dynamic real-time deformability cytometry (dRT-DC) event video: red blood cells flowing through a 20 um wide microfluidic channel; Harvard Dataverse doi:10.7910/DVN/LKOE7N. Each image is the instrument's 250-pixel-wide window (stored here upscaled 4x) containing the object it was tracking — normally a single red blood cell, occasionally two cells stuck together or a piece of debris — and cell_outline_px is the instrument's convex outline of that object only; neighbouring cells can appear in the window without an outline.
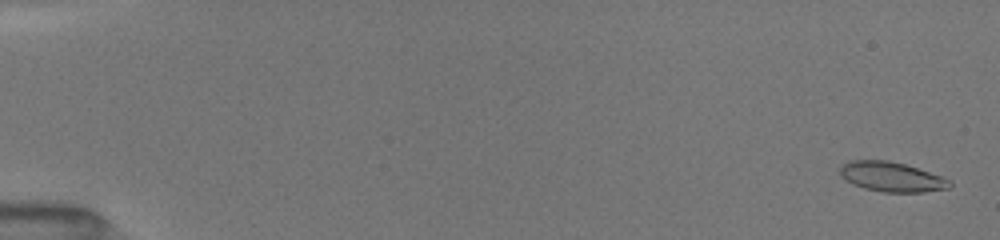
{"species": "common noctule bat (a hibernating species)", "species_latin": "Nyctalus noctula", "temperature_condition": "room temperature", "stored_images_in_passage": 24, "camera_frame_rate_fps": 3000, "um_per_image_px": 0.085, "animal": {"sex": "female", "body_mass_g": 19.5, "forearm_length_mm": 54.1}, "frame": {"image": 1, "passage_image": 2, "time_ms": 0.333, "image_size_px": [1000, 240], "cell_outline_px": [[952, 184], [948, 188], [924, 192], [884, 192], [864, 188], [852, 184], [840, 176], [840, 168], [848, 160], [888, 160], [904, 164], [952, 180]], "centroid_in_image_um": [75.76, 15.03], "position_along_channel_um": 9.2, "area_um2": 18.9}}
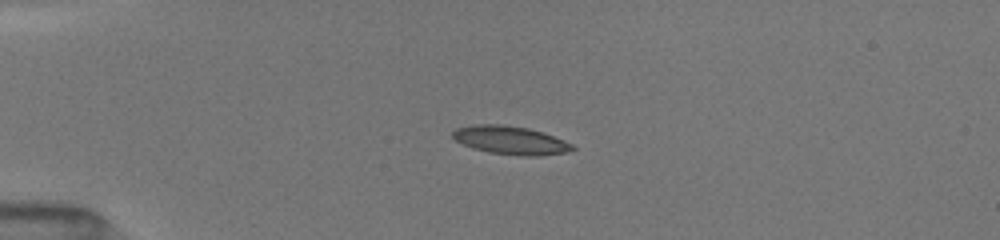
{"frame": {"image": 2, "passage_image": 20, "time_ms": 4.333, "image_size_px": [1000, 240], "cell_outline_px": [[576, 148], [568, 152], [540, 156], [520, 156], [488, 152], [472, 148], [456, 140], [452, 136], [452, 132], [456, 128], [472, 124], [504, 124], [528, 128], [564, 140], [572, 144]], "centroid_in_image_um": [43.38, 11.92], "position_along_channel_um": 41.6, "area_um2": 19.83}}